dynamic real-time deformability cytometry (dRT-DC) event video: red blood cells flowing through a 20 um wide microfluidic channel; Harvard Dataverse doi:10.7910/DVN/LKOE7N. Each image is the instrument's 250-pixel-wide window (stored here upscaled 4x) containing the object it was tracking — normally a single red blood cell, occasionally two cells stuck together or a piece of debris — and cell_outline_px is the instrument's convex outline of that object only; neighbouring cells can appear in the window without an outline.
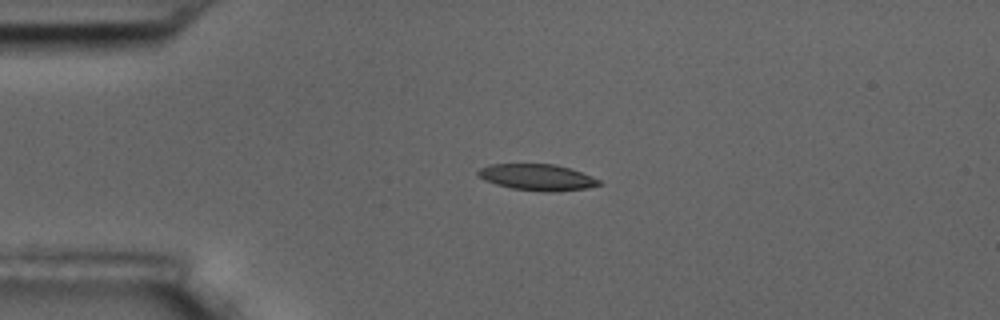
{"species": "common noctule bat (a hibernating species)", "species_latin": "Nyctalus noctula", "temperature_condition": "room temperature", "stored_images_in_passage": 3, "camera_frame_rate_fps": 3000, "um_per_image_px": 0.085, "animal": {"sex": "male", "body_mass_g": 17.5, "forearm_length_mm": 52.3}, "frame": {"image": 1, "passage_image": 1, "time_ms": 0.0, "image_size_px": [1000, 320], "cell_outline_px": [[604, 184], [588, 188], [556, 192], [544, 192], [512, 188], [496, 184], [484, 180], [476, 176], [476, 172], [480, 168], [492, 164], [556, 164], [580, 172], [600, 180]], "centroid_in_image_um": [45.66, 15.07], "position_along_channel_um": 39.3, "area_um2": 18.61}}